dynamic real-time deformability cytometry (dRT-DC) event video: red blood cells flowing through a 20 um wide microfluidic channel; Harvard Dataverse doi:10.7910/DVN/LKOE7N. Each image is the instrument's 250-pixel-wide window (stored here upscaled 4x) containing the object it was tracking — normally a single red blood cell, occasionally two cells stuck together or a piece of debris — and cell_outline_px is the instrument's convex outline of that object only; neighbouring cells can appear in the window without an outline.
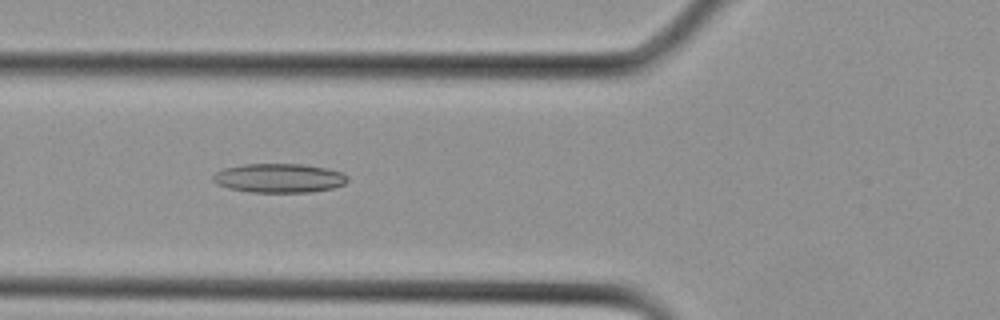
{"species": "Egyptian fruit bat (a non-hibernating species)", "species_latin": "Rousettus aegyptiacus", "temperature_condition": "cold", "stored_images_in_passage": 27, "camera_frame_rate_fps": 3000, "um_per_image_px": 0.085, "animal": {"sex": "female"}, "frame": {"image": 1, "passage_image": 9, "time_ms": 2.667, "image_size_px": [1000, 320], "cell_outline_px": [[348, 180], [344, 184], [332, 188], [312, 192], [248, 192], [228, 188], [216, 184], [212, 180], [212, 176], [216, 172], [224, 168], [244, 164], [304, 164], [344, 172], [348, 176]], "centroid_in_image_um": [23.71, 15.14], "position_along_channel_um": 102.1, "area_um2": 22.95}}
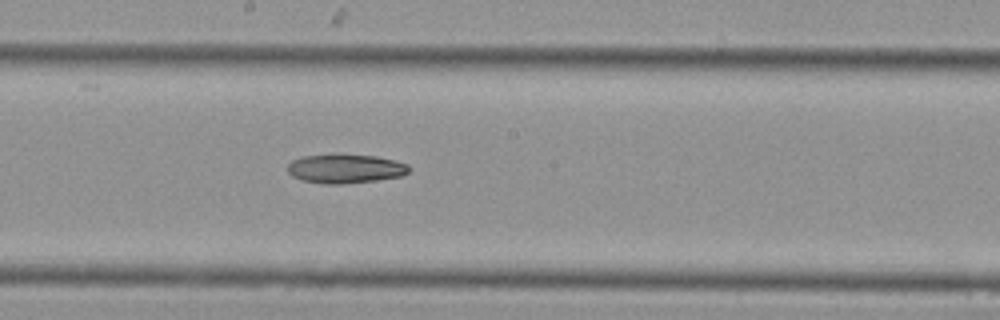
{"frame": {"image": 2, "passage_image": 14, "time_ms": 4.333, "image_size_px": [1000, 320], "cell_outline_px": [[408, 172], [400, 176], [376, 180], [340, 184], [324, 184], [304, 180], [292, 176], [288, 172], [288, 164], [292, 160], [304, 156], [376, 156], [408, 164]], "centroid_in_image_um": [29.34, 14.36], "position_along_channel_um": 218.9, "area_um2": 19.77}}
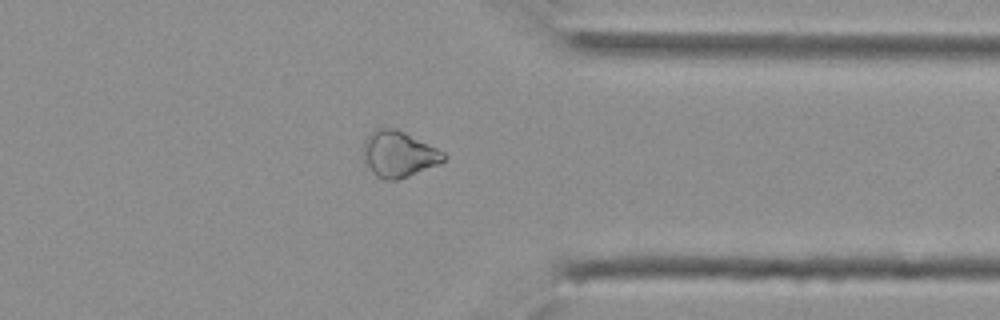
{"frame": {"image": 3, "passage_image": 21, "time_ms": 6.667, "image_size_px": [1000, 320], "cell_outline_px": [[448, 156], [440, 164], [408, 176], [396, 180], [384, 180], [376, 176], [372, 172], [364, 160], [364, 140], [376, 128], [396, 128], [444, 152]], "centroid_in_image_um": [33.89, 13.11], "position_along_channel_um": 377.5, "area_um2": 21.39}}